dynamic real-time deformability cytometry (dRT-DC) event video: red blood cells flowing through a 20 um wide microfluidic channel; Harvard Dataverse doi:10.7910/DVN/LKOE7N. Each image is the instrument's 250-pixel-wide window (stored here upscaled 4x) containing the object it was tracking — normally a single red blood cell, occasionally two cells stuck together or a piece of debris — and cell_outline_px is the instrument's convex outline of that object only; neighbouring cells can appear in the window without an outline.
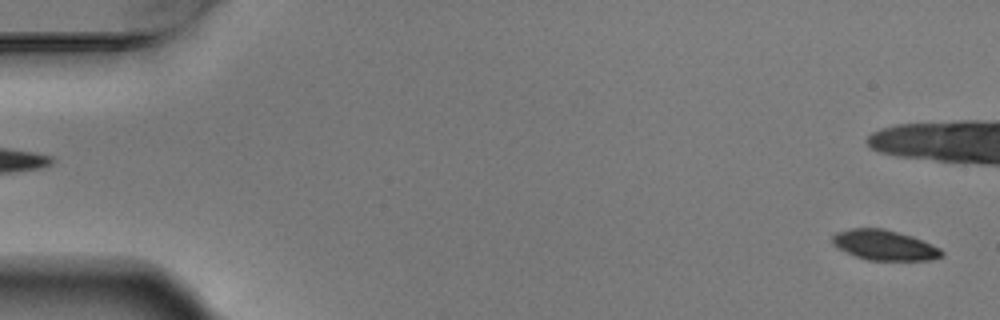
{"species": "Egyptian fruit bat (a non-hibernating species)", "species_latin": "Rousettus aegyptiacus", "temperature_condition": "warm", "stored_images_in_passage": 6, "segment_of_instrument_passage": [2, 2], "camera_frame_rate_fps": 3000, "um_per_image_px": 0.085, "animal": {"sex": "male"}, "frame": {"image": 1, "passage_image": 6, "time_ms": 1.667, "image_size_px": [1000, 320], "cell_outline_px": [[944, 256], [928, 260], [868, 260], [844, 252], [836, 248], [832, 244], [832, 236], [836, 232], [848, 228], [880, 228], [912, 236], [940, 248], [944, 252]], "centroid_in_image_um": [75.13, 20.84], "position_along_channel_um": 9.9, "area_um2": 19.25}}